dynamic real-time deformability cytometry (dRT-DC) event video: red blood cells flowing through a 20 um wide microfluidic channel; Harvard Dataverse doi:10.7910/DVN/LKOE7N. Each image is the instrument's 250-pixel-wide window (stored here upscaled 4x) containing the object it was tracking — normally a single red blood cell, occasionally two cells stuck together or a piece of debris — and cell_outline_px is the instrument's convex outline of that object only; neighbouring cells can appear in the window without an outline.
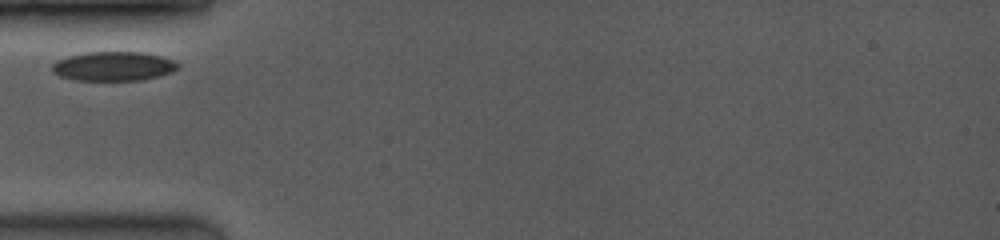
{"species": "common noctule bat (a hibernating species)", "species_latin": "Nyctalus noctula", "temperature_condition": "room temperature", "stored_images_in_passage": 2, "camera_frame_rate_fps": 3500, "um_per_image_px": 0.085, "animal": {"sex": "female", "body_mass_g": 19.0, "forearm_length_mm": 53.3}, "frame": {"image": 1, "passage_image": 1, "time_ms": 0.0, "image_size_px": [1000, 240], "cell_outline_px": [[180, 68], [172, 72], [160, 76], [140, 80], [76, 80], [60, 76], [52, 72], [52, 64], [56, 60], [68, 56], [84, 52], [144, 52], [160, 56], [172, 60], [180, 64]], "centroid_in_image_um": [9.65, 5.62], "position_along_channel_um": 75.3, "area_um2": 21.56}}
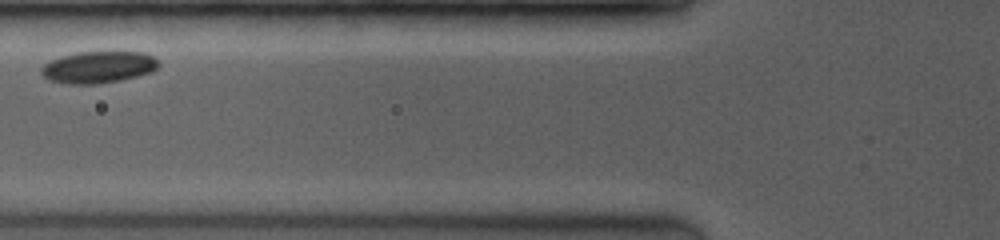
{"frame": {"image": 2, "passage_image": 2, "time_ms": 1.143, "image_size_px": [1000, 240], "cell_outline_px": [[160, 64], [152, 72], [120, 80], [96, 84], [64, 84], [48, 80], [40, 72], [40, 68], [44, 64], [60, 56], [76, 52], [144, 52], [152, 56]], "centroid_in_image_um": [8.32, 5.71], "position_along_channel_um": 117.5, "area_um2": 21.79}}